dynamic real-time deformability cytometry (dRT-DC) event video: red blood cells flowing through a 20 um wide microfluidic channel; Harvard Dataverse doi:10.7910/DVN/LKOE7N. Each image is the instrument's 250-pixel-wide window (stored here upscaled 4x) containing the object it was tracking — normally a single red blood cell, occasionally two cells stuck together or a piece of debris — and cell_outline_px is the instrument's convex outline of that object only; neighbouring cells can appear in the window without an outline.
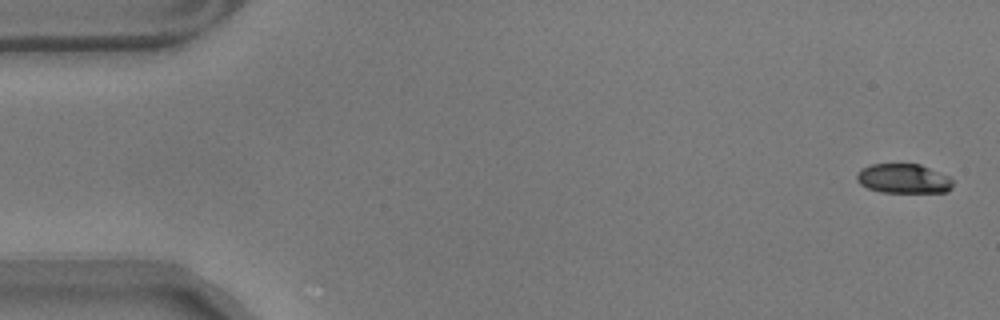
{"species": "common noctule bat (a hibernating species)", "species_latin": "Nyctalus noctula", "temperature_condition": "warm", "stored_images_in_passage": 57, "camera_frame_rate_fps": 3000, "um_per_image_px": 0.085, "animal": {"sex": "male", "body_mass_g": 17.9}, "frame": {"image": 1, "passage_image": 1, "time_ms": 0.0, "image_size_px": [1000, 320], "cell_outline_px": [[952, 188], [948, 192], [880, 192], [868, 188], [860, 184], [856, 180], [856, 172], [860, 168], [872, 164], [920, 164], [948, 176], [952, 180]], "centroid_in_image_um": [76.76, 15.18], "position_along_channel_um": 8.2, "area_um2": 16.59}}
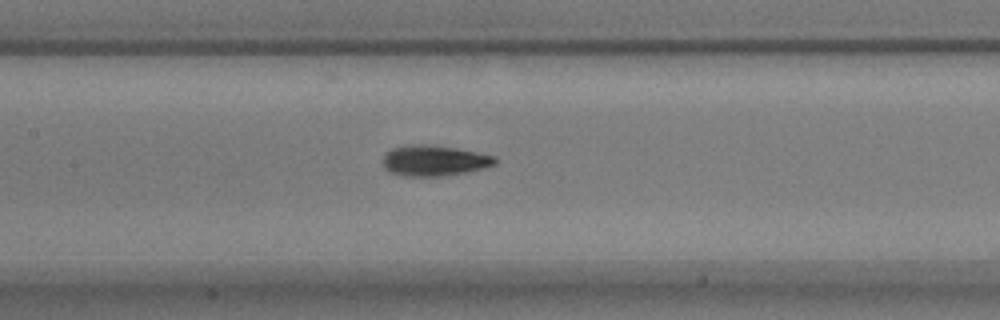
{"frame": {"image": 2, "passage_image": 26, "time_ms": 8.333, "image_size_px": [1000, 320], "cell_outline_px": [[496, 164], [484, 168], [464, 172], [440, 176], [404, 176], [388, 172], [384, 168], [384, 156], [392, 148], [412, 144], [428, 144], [456, 148], [496, 156]], "centroid_in_image_um": [36.9, 13.65], "position_along_channel_um": 170.5, "area_um2": 19.94}}
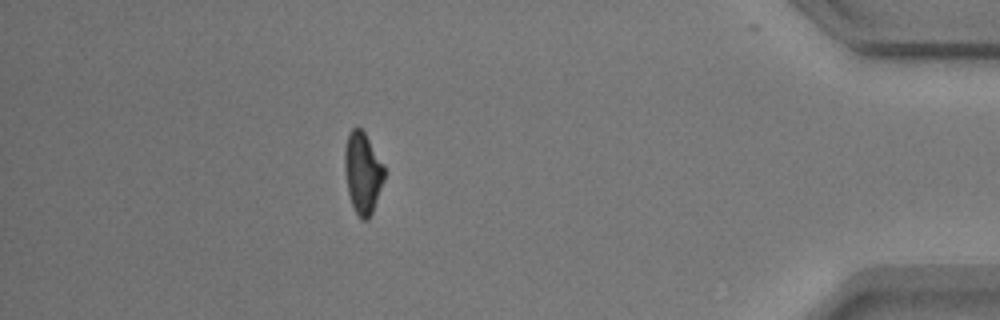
{"frame": {"image": 3, "passage_image": 50, "time_ms": 16.333, "image_size_px": [1000, 320], "cell_outline_px": [[384, 180], [372, 212], [368, 220], [364, 220], [356, 212], [352, 204], [348, 192], [344, 168], [344, 148], [348, 132], [352, 128], [360, 128], [364, 132], [384, 164]], "centroid_in_image_um": [30.82, 14.65], "position_along_channel_um": 404.4, "area_um2": 18.67}, "authors_computed_cell_mechanics": {"area_um2": 18.5538, "velocity_mm_per_s": 3.5271, "shape_relaxation_time_tau1_ms": 3.0425, "shape_relaxation_time_tau2_ms": 2.2391, "deformation_change_tau1": 0.1585, "deformation_change_tau2": 0.0856}}